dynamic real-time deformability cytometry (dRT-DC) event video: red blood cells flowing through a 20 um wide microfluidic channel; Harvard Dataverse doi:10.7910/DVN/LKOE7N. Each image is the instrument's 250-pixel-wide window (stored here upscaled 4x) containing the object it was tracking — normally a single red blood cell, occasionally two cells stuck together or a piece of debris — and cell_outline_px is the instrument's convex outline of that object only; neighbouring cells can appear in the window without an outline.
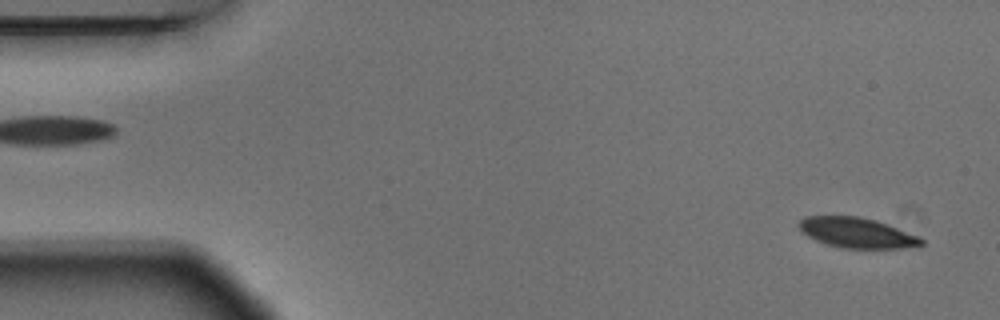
{"species": "Egyptian fruit bat (a non-hibernating species)", "species_latin": "Rousettus aegyptiacus", "temperature_condition": "warm", "stored_images_in_passage": 4, "segment_of_instrument_passage": [2, 2], "camera_frame_rate_fps": 3000, "um_per_image_px": 0.085, "animal": {"sex": "male"}, "frame": {"image": 1, "passage_image": 4, "time_ms": 1.0, "image_size_px": [1000, 320], "cell_outline_px": [[924, 244], [920, 248], [840, 248], [824, 244], [808, 236], [796, 224], [804, 216], [860, 216], [876, 220], [888, 224], [920, 236], [924, 240]], "centroid_in_image_um": [72.9, 19.79], "position_along_channel_um": 12.1, "area_um2": 21.96}}